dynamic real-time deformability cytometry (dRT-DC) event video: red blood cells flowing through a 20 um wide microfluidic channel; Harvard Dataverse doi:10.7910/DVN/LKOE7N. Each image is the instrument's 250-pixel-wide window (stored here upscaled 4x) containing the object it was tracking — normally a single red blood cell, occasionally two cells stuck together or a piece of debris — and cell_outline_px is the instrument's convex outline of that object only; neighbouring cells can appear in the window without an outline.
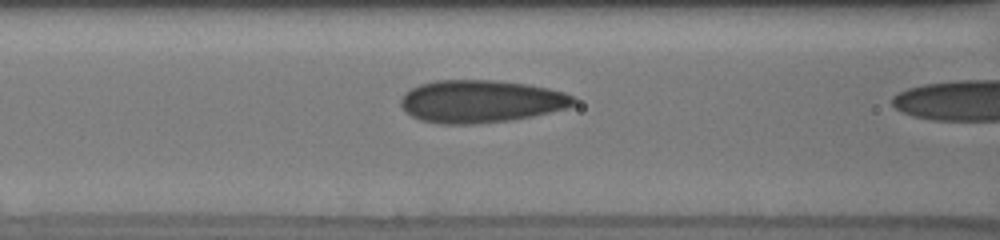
{"species": "human", "species_latin": "Homo sapiens", "temperature_condition": "cold", "stored_images_in_passage": 34, "camera_frame_rate_fps": 3000, "um_per_image_px": 0.085, "donor": {"sex": "male"}, "frame": {"image": 1, "passage_image": 32, "time_ms": 7.333, "image_size_px": [1000, 240], "cell_outline_px": [[576, 104], [568, 108], [532, 116], [512, 120], [476, 124], [444, 124], [420, 120], [404, 112], [400, 104], [400, 100], [404, 92], [420, 84], [436, 80], [492, 80], [524, 84], [548, 88], [564, 92], [572, 96], [576, 100]], "centroid_in_image_um": [40.85, 8.62], "position_along_channel_um": 125.7, "area_um2": 43.06}}